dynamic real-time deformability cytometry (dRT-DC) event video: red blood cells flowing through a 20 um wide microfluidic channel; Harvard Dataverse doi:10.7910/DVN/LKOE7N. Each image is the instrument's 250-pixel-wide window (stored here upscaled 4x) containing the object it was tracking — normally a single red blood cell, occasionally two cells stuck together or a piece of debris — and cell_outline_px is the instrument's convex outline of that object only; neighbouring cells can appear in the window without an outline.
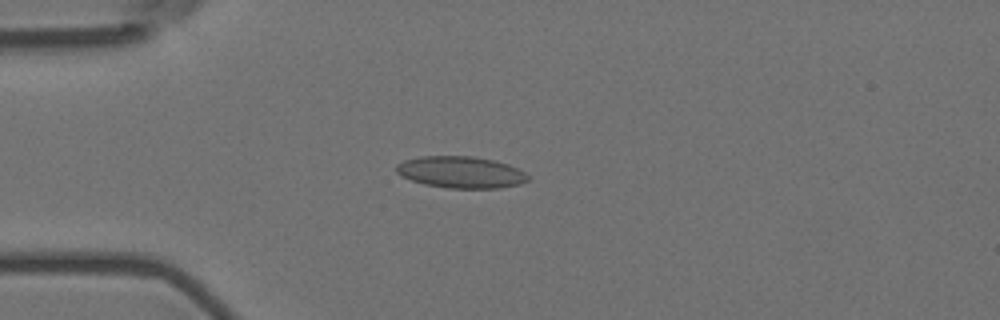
{"species": "Egyptian fruit bat (a non-hibernating species)", "species_latin": "Rousettus aegyptiacus", "temperature_condition": "room temperature", "stored_images_in_passage": 57, "camera_frame_rate_fps": 3000, "um_per_image_px": 0.085, "animal": {"sex": "female"}, "frame": {"image": 1, "passage_image": 15, "time_ms": 4.667, "image_size_px": [1000, 320], "cell_outline_px": [[532, 176], [528, 180], [520, 184], [500, 188], [448, 188], [424, 184], [400, 176], [396, 172], [396, 164], [404, 160], [420, 156], [472, 156], [492, 160], [508, 164]], "centroid_in_image_um": [39.17, 14.64], "position_along_channel_um": 45.8, "area_um2": 24.39}}
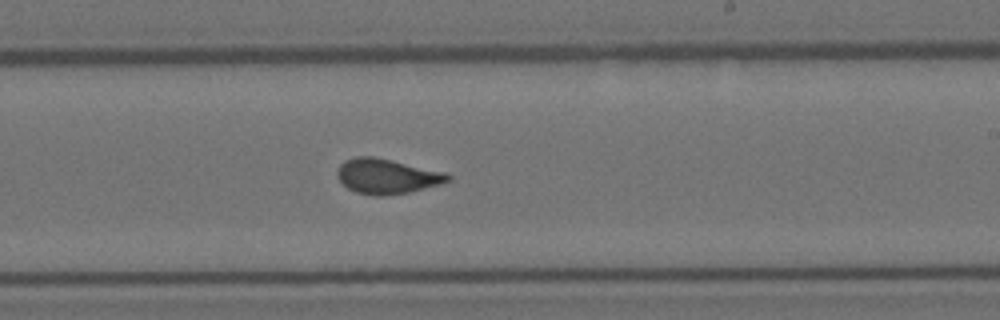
{"frame": {"image": 2, "passage_image": 34, "time_ms": 11.0, "image_size_px": [1000, 320], "cell_outline_px": [[452, 180], [440, 184], [408, 192], [380, 196], [376, 196], [356, 192], [348, 188], [336, 176], [336, 172], [340, 164], [344, 160], [356, 156], [372, 156], [392, 160], [448, 172], [452, 176]], "centroid_in_image_um": [32.91, 14.97], "position_along_channel_um": 256.1, "area_um2": 22.66}}
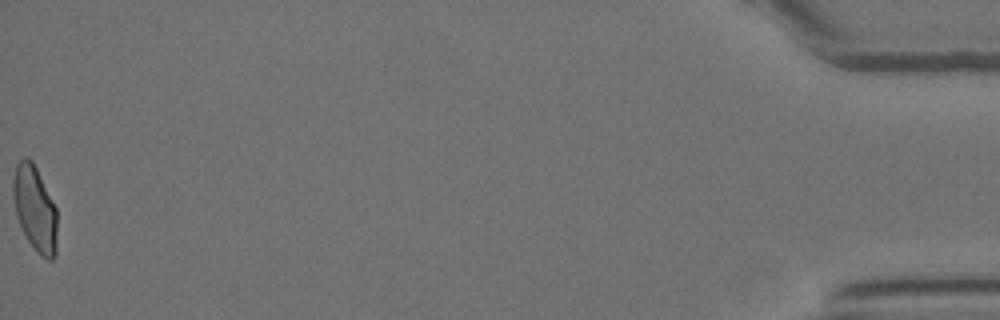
{"frame": {"image": 3, "passage_image": 57, "time_ms": 18.667, "image_size_px": [1000, 320], "cell_outline_px": [[56, 256], [52, 260], [48, 260], [40, 256], [36, 252], [28, 240], [16, 216], [12, 192], [12, 180], [16, 164], [24, 156], [28, 156], [32, 160], [56, 208]], "centroid_in_image_um": [2.95, 17.73], "position_along_channel_um": 432.3, "area_um2": 21.91}, "authors_computed_cell_mechanics": {"area_um2": 22.4842, "velocity_mm_per_s": 3.6091, "shape_relaxation_time_tau1_ms": 9.4374, "shape_relaxation_time_tau2_ms": 0.7105, "deformation_change_tau1": 0.202, "deformation_change_tau2": 0.0661}}